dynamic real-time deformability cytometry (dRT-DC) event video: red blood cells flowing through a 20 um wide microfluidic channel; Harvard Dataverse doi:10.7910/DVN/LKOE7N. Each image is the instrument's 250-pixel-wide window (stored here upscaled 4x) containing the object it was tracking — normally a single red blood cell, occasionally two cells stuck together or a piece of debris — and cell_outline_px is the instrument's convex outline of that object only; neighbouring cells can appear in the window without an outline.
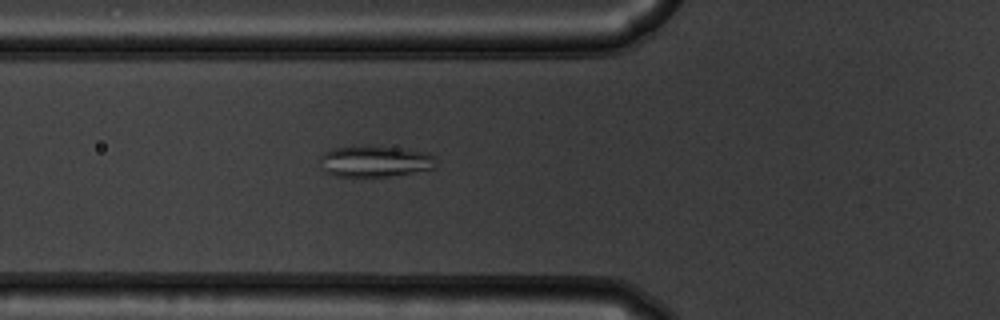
{"species": "common noctule bat (a hibernating species)", "species_latin": "Nyctalus noctula", "temperature_condition": "warm", "stored_images_in_passage": 54, "camera_frame_rate_fps": 3000, "um_per_image_px": 0.085, "animal": {"sex": "male", "body_mass_g": 19.5, "forearm_length_mm": 54.6}, "frame": {"image": 1, "passage_image": 20, "time_ms": 6.333, "image_size_px": [1000, 320], "cell_outline_px": [[436, 168], [412, 172], [384, 176], [336, 176], [324, 172], [320, 168], [320, 156], [324, 152], [336, 148], [404, 148], [428, 152], [436, 156]], "centroid_in_image_um": [31.9, 13.74], "position_along_channel_um": 93.9, "area_um2": 20.63}}
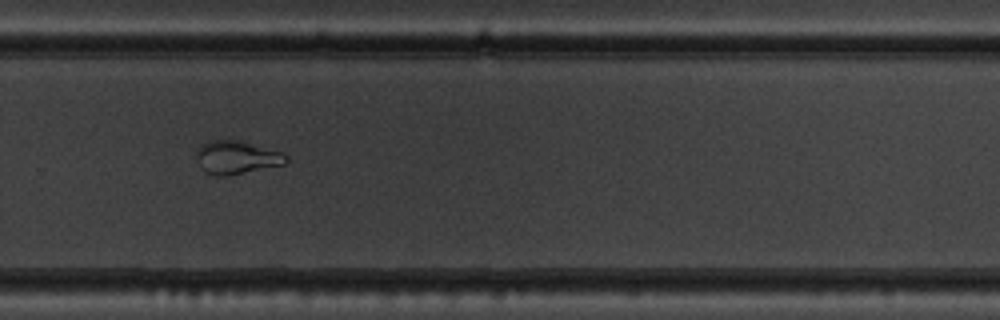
{"frame": {"image": 2, "passage_image": 37, "time_ms": 12.0, "image_size_px": [1000, 320], "cell_outline_px": [[288, 160], [284, 164], [228, 176], [216, 176], [204, 172], [196, 156], [196, 148], [208, 140], [240, 140], [284, 152], [288, 156]], "centroid_in_image_um": [20.11, 13.37], "position_along_channel_um": 309.7, "area_um2": 17.57}}
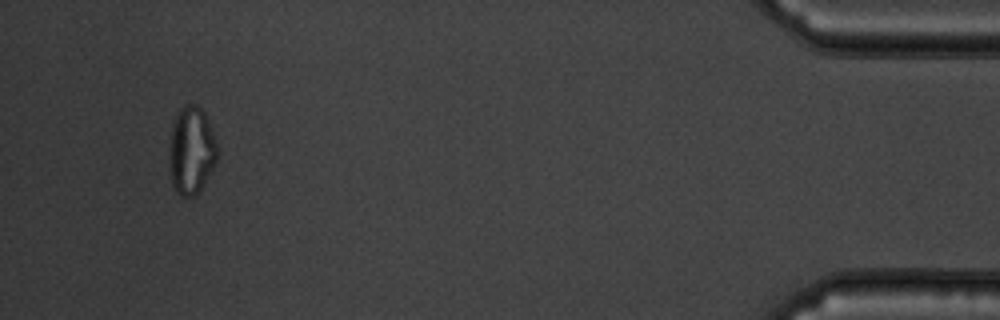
{"frame": {"image": 3, "passage_image": 51, "time_ms": 16.667, "image_size_px": [1000, 320], "cell_outline_px": [[216, 160], [212, 168], [196, 196], [180, 196], [176, 192], [172, 184], [168, 164], [168, 156], [172, 124], [176, 112], [184, 104], [196, 104], [204, 112], [208, 120], [216, 140]], "centroid_in_image_um": [16.22, 12.77], "position_along_channel_um": 419.0, "area_um2": 24.68}}